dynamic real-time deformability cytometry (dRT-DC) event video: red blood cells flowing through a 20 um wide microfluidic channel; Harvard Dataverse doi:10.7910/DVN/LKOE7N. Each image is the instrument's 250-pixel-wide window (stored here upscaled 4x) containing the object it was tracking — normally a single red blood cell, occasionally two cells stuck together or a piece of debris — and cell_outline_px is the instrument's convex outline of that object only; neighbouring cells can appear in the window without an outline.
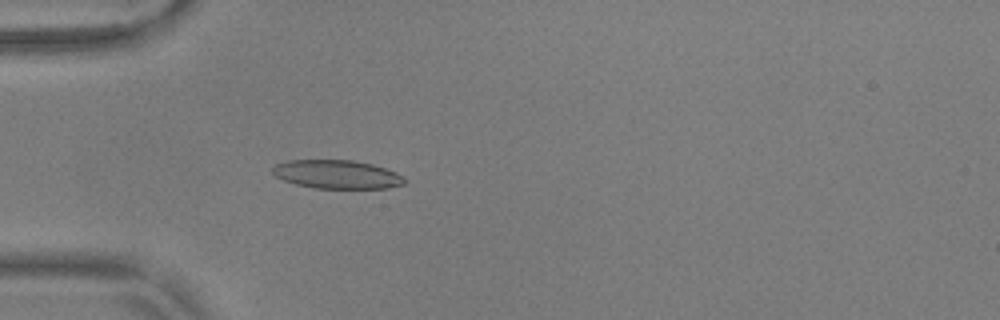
{"species": "common noctule bat (a hibernating species)", "species_latin": "Nyctalus noctula", "temperature_condition": "warm", "stored_images_in_passage": 42, "camera_frame_rate_fps": 3000, "um_per_image_px": 0.085, "animal": {"sex": "male", "body_mass_g": 17.9, "forearm_length_mm": 54.2}, "frame": {"image": 1, "passage_image": 4, "time_ms": 1.0, "image_size_px": [1000, 320], "cell_outline_px": [[408, 180], [404, 184], [388, 188], [316, 188], [296, 184], [284, 180], [276, 176], [272, 172], [272, 168], [276, 164], [288, 160], [352, 160], [372, 164], [396, 172], [404, 176]], "centroid_in_image_um": [28.67, 14.82], "position_along_channel_um": 56.3, "area_um2": 21.96}}
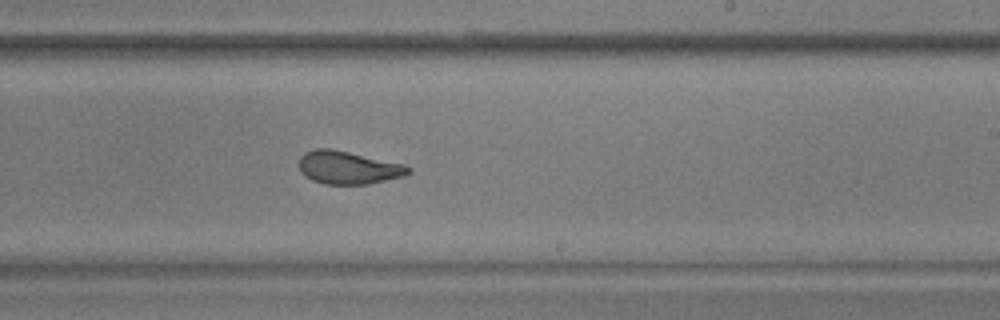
{"frame": {"image": 2, "passage_image": 21, "time_ms": 6.667, "image_size_px": [1000, 320], "cell_outline_px": [[412, 172], [404, 176], [368, 184], [324, 184], [312, 180], [304, 176], [300, 172], [300, 156], [304, 152], [316, 148], [332, 148], [404, 164], [412, 168]], "centroid_in_image_um": [29.6, 14.24], "position_along_channel_um": 259.4, "area_um2": 21.15}}
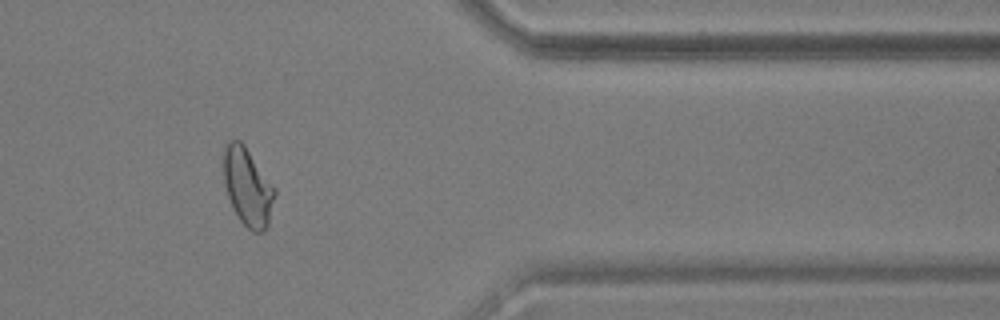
{"frame": {"image": 3, "passage_image": 33, "time_ms": 10.667, "image_size_px": [1000, 320], "cell_outline_px": [[276, 192], [268, 224], [264, 232], [252, 232], [240, 220], [232, 208], [224, 184], [224, 144], [228, 140], [240, 140], [244, 144], [276, 188]], "centroid_in_image_um": [21.05, 15.88], "position_along_channel_um": 390.3, "area_um2": 23.29}, "authors_computed_cell_mechanics": {"area_um2": 21.9351, "velocity_mm_per_s": 3.7056, "shape_relaxation_time_tau1_ms": 4.9369, "shape_relaxation_time_tau2_ms": 1.3795, "deformation_change_tau1": 0.1807, "deformation_change_tau2": 0.0707}}